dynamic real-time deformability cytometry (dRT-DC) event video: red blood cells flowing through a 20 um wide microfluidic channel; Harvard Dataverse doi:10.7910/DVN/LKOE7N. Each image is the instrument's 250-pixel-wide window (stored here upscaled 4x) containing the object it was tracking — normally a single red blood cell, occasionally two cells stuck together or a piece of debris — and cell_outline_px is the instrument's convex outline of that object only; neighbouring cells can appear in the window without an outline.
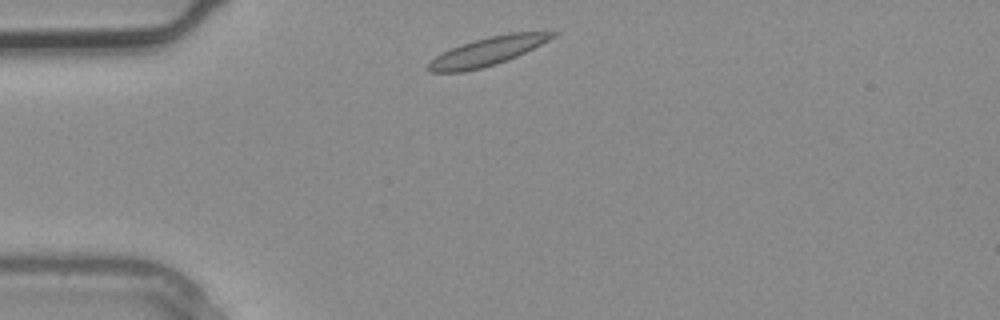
{"species": "common noctule bat (a hibernating species)", "species_latin": "Nyctalus noctula", "temperature_condition": "warm", "stored_images_in_passage": 1, "camera_frame_rate_fps": 3000, "um_per_image_px": 0.085, "animal": {"sex": "male", "body_mass_g": 20.4}, "frame": {"image": 1, "passage_image": 1, "time_ms": 0.0, "image_size_px": [1000, 320], "cell_outline_px": [[560, 32], [556, 36], [516, 56], [496, 64], [464, 72], [428, 72], [428, 60], [440, 52], [460, 44], [508, 32]], "centroid_in_image_um": [41.35, 4.37], "position_along_channel_um": 43.6, "area_um2": 20.4}}